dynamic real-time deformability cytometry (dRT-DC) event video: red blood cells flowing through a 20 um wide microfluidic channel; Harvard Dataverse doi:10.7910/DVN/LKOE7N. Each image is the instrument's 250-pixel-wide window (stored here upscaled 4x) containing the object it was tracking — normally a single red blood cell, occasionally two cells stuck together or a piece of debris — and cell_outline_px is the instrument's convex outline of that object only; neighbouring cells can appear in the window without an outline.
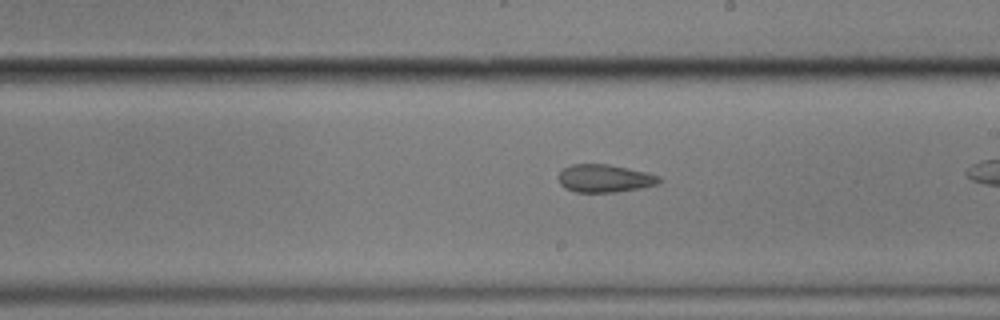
{"species": "common noctule bat (a hibernating species)", "species_latin": "Nyctalus noctula", "temperature_condition": "cold", "stored_images_in_passage": 30, "camera_frame_rate_fps": 3000, "um_per_image_px": 0.085, "animal": {"sex": "male", "body_mass_g": 17.9}, "frame": {"image": 1, "passage_image": 18, "time_ms": 5.667, "image_size_px": [1000, 320], "cell_outline_px": [[664, 180], [660, 184], [640, 188], [616, 192], [576, 192], [564, 188], [560, 184], [556, 176], [564, 168], [572, 164], [608, 164], [648, 172], [660, 176]], "centroid_in_image_um": [51.42, 15.16], "position_along_channel_um": 237.6, "area_um2": 16.65}}
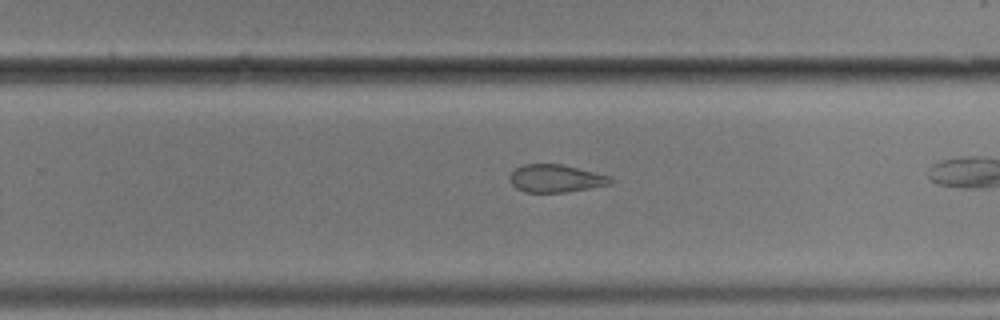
{"frame": {"image": 2, "passage_image": 22, "time_ms": 7.0, "image_size_px": [1000, 320], "cell_outline_px": [[612, 184], [564, 192], [524, 192], [516, 188], [512, 184], [508, 176], [516, 168], [524, 164], [560, 164], [608, 176], [612, 180]], "centroid_in_image_um": [47.18, 15.17], "position_along_channel_um": 282.6, "area_um2": 15.95}}